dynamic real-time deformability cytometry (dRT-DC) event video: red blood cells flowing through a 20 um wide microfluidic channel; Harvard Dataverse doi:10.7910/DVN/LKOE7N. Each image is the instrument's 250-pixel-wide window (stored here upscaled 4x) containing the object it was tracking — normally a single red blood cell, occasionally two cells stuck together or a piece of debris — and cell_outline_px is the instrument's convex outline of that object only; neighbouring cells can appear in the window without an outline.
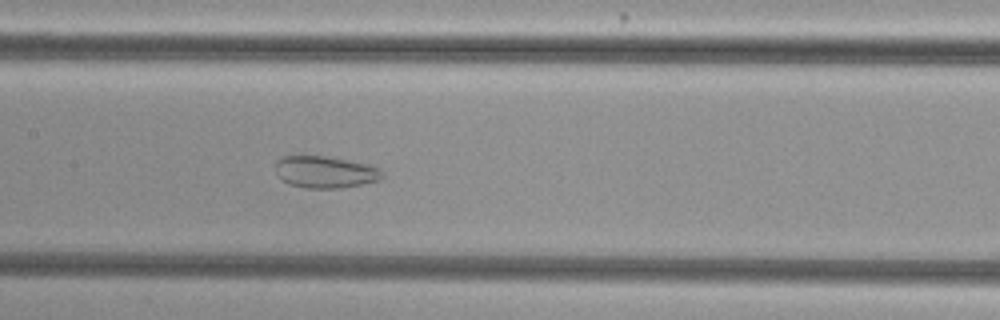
{"species": "common noctule bat (a hibernating species)", "species_latin": "Nyctalus noctula", "temperature_condition": "cold", "stored_images_in_passage": 55, "camera_frame_rate_fps": 3000, "um_per_image_px": 0.085, "animal": {"sex": "female", "body_mass_g": 29.2, "forearm_length_mm": 56.3}, "frame": {"image": 1, "passage_image": 28, "time_ms": 9.0, "image_size_px": [1000, 320], "cell_outline_px": [[384, 176], [380, 180], [340, 188], [304, 188], [288, 184], [280, 180], [276, 176], [276, 160], [284, 156], [324, 156], [372, 164], [380, 168], [384, 172]], "centroid_in_image_um": [27.65, 14.62], "position_along_channel_um": 179.8, "area_um2": 20.17}}
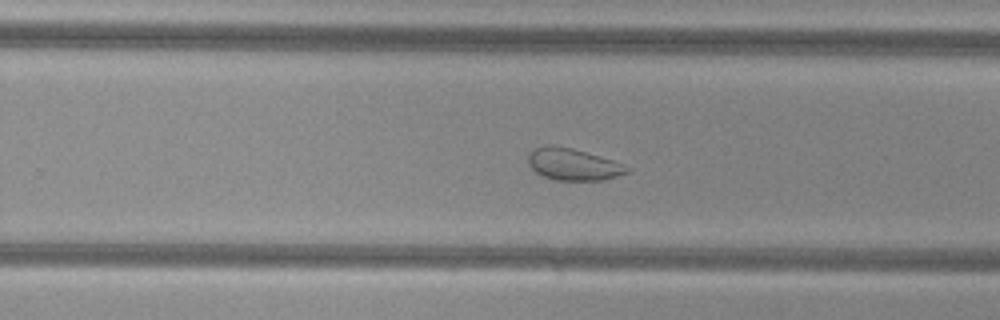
{"frame": {"image": 2, "passage_image": 36, "time_ms": 11.667, "image_size_px": [1000, 320], "cell_outline_px": [[632, 168], [628, 172], [604, 180], [556, 180], [544, 176], [536, 172], [528, 164], [528, 152], [544, 144], [548, 144], [572, 148], [600, 156], [612, 160]], "centroid_in_image_um": [48.69, 13.96], "position_along_channel_um": 281.1, "area_um2": 18.32}}
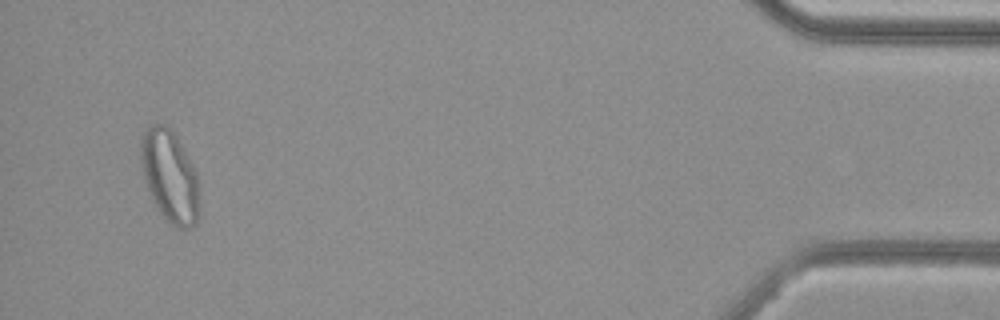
{"frame": {"image": 3, "passage_image": 53, "time_ms": 17.333, "image_size_px": [1000, 320], "cell_outline_px": [[200, 216], [196, 224], [188, 228], [176, 228], [164, 220], [156, 208], [152, 200], [144, 180], [140, 164], [140, 140], [148, 124], [164, 124], [176, 136], [192, 164], [196, 172], [200, 212]], "centroid_in_image_um": [14.41, 15.02], "position_along_channel_um": 420.8, "area_um2": 31.85}, "authors_computed_cell_mechanics": {"area_um2": 29.189, "velocity_mm_per_s": 3.8033, "shape_relaxation_time_tau1_ms": null, "shape_relaxation_time_tau2_ms": 1.643, "deformation_change_tau1": null, "deformation_change_tau2": 0.0778}}